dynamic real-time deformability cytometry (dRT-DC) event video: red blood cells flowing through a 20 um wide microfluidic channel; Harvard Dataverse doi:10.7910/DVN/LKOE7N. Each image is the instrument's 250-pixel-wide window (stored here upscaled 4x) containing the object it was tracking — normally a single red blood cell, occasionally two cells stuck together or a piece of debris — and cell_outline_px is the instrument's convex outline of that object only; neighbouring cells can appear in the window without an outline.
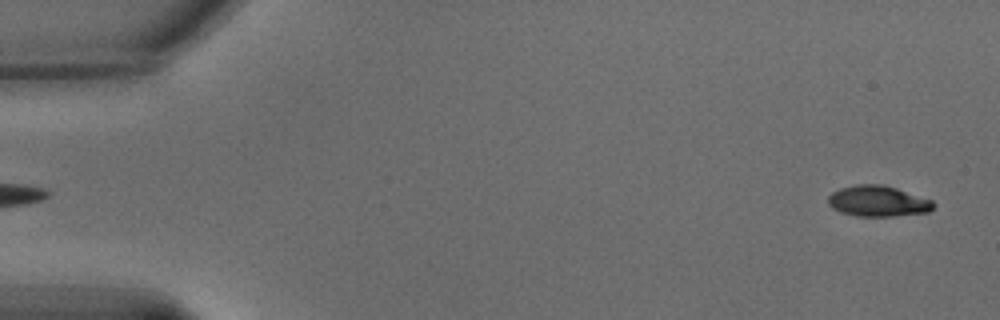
{"species": "common noctule bat (a hibernating species)", "species_latin": "Nyctalus noctula", "temperature_condition": "warm", "stored_images_in_passage": 38, "camera_frame_rate_fps": 3000, "um_per_image_px": 0.085, "animal": {"sex": "male", "body_mass_g": 15.6}, "frame": {"image": 1, "passage_image": 2, "time_ms": 0.333, "image_size_px": [1000, 320], "cell_outline_px": [[936, 204], [928, 212], [892, 216], [856, 216], [840, 212], [832, 208], [828, 204], [828, 196], [832, 192], [840, 188], [856, 184], [884, 184], [932, 200]], "centroid_in_image_um": [74.6, 17.09], "position_along_channel_um": 10.4, "area_um2": 18.96}}
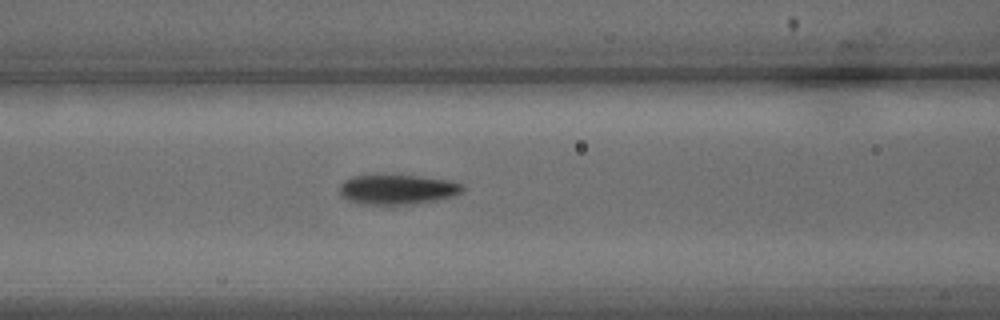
{"frame": {"image": 2, "passage_image": 26, "time_ms": 8.333, "image_size_px": [1000, 320], "cell_outline_px": [[464, 188], [460, 192], [452, 196], [436, 200], [384, 208], [364, 204], [348, 200], [340, 192], [340, 184], [344, 180], [352, 176], [416, 176], [448, 180], [464, 184]], "centroid_in_image_um": [33.76, 16.15], "position_along_channel_um": 132.8, "area_um2": 21.56}}
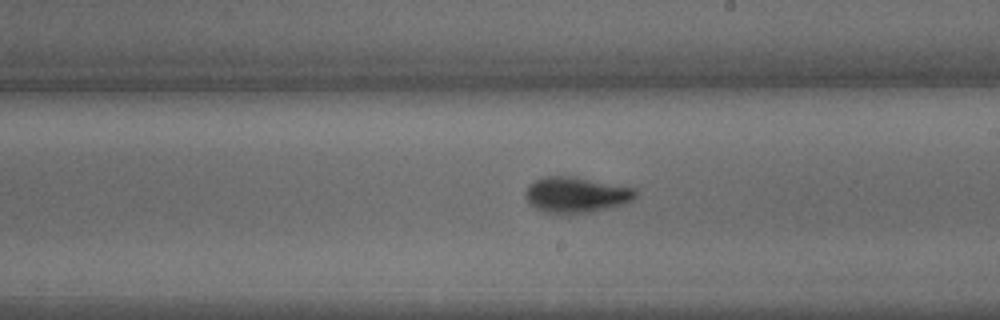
{"frame": {"image": 3, "passage_image": 36, "time_ms": 11.667, "image_size_px": [1000, 320], "cell_outline_px": [[640, 192], [632, 200], [624, 204], [608, 208], [588, 212], [544, 212], [536, 208], [524, 196], [524, 192], [536, 180], [544, 176], [576, 176], [636, 188]], "centroid_in_image_um": [49.04, 16.52], "position_along_channel_um": 240.0, "area_um2": 22.72}}